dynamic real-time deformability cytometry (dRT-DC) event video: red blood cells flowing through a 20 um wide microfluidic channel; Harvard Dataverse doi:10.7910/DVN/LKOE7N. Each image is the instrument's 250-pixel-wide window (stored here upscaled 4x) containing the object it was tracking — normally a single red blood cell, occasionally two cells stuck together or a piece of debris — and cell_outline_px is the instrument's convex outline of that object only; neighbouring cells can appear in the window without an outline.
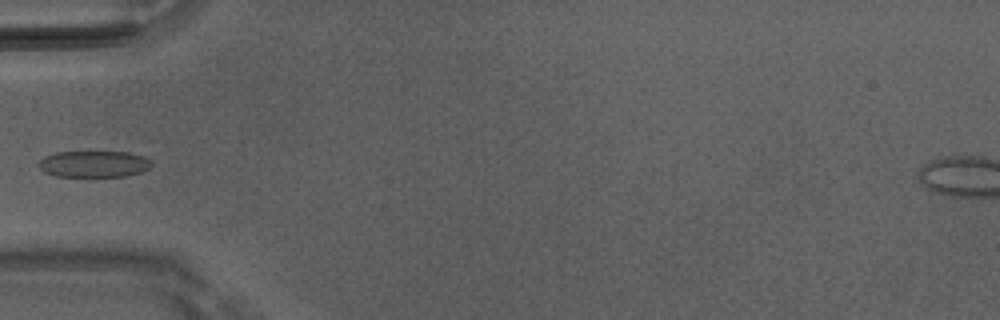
{"species": "Egyptian fruit bat (a non-hibernating species)", "species_latin": "Rousettus aegyptiacus", "temperature_condition": "room temperature", "stored_images_in_passage": 6, "camera_frame_rate_fps": 3000, "um_per_image_px": 0.085, "animal": {"sex": "male"}, "frame": {"image": 1, "passage_image": 4, "time_ms": 1.0, "image_size_px": [1000, 320], "cell_outline_px": [[152, 164], [148, 168], [140, 172], [124, 176], [56, 176], [44, 172], [36, 164], [44, 156], [56, 152], [128, 152], [144, 156]], "centroid_in_image_um": [7.93, 13.93], "position_along_channel_um": 77.1, "area_um2": 17.28}}